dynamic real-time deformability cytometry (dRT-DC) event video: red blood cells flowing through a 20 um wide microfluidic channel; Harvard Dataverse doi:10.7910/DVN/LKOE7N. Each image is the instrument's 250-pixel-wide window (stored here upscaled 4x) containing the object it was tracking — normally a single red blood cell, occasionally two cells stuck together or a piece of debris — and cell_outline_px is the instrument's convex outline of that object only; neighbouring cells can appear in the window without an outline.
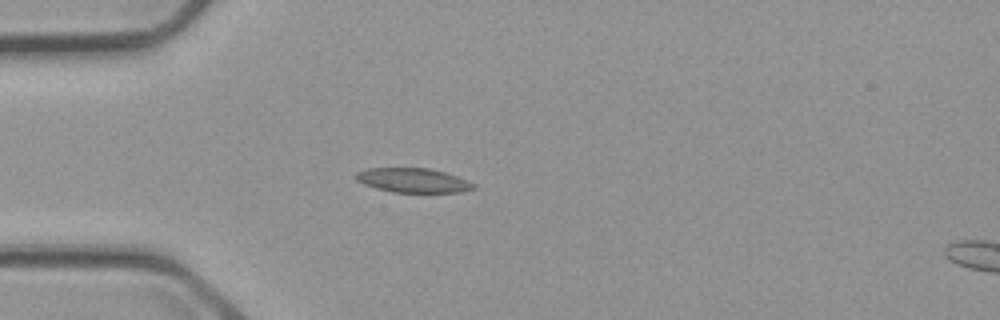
{"species": "common noctule bat (a hibernating species)", "species_latin": "Nyctalus noctula", "temperature_condition": "cold", "stored_images_in_passage": 41, "camera_frame_rate_fps": 3000, "um_per_image_px": 0.085, "animal": {"sex": "male", "body_mass_g": 23.1, "forearm_length_mm": 52.7}, "frame": {"image": 1, "passage_image": 1, "time_ms": 0.0, "image_size_px": [1000, 320], "cell_outline_px": [[476, 188], [464, 192], [392, 192], [376, 188], [364, 184], [356, 180], [352, 176], [356, 172], [368, 168], [428, 168], [444, 172], [456, 176], [476, 184]], "centroid_in_image_um": [35.09, 15.33], "position_along_channel_um": 49.9, "area_um2": 16.76}}
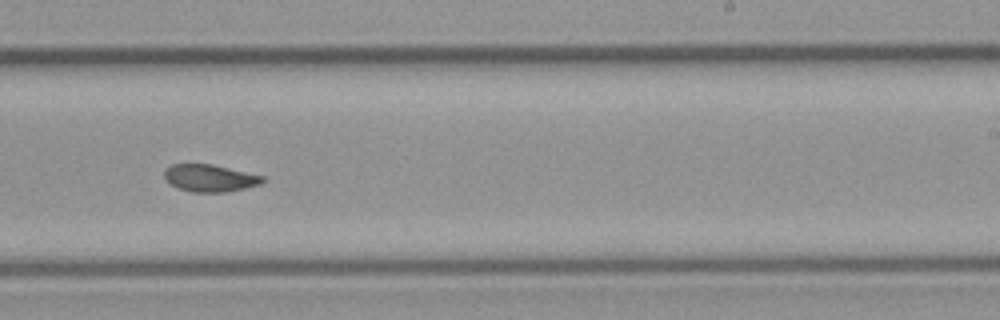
{"frame": {"image": 2, "passage_image": 20, "time_ms": 6.333, "image_size_px": [1000, 320], "cell_outline_px": [[268, 180], [260, 184], [228, 192], [192, 192], [180, 188], [172, 184], [164, 176], [164, 172], [172, 164], [212, 164], [264, 176]], "centroid_in_image_um": [17.9, 15.14], "position_along_channel_um": 271.1, "area_um2": 15.43}}
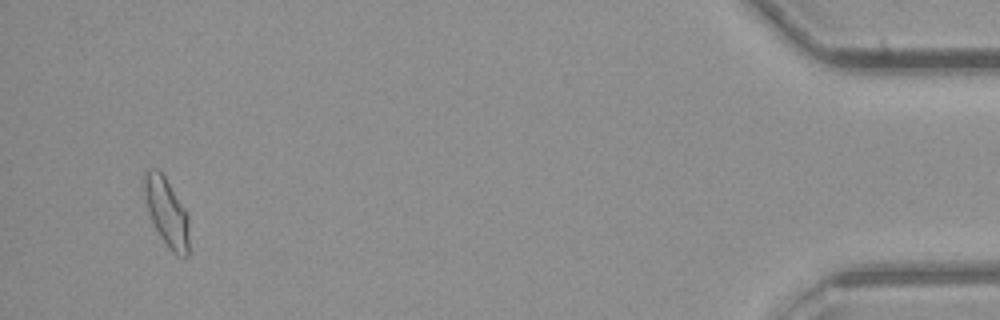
{"frame": {"image": 3, "passage_image": 39, "time_ms": 12.667, "image_size_px": [1000, 320], "cell_outline_px": [[188, 256], [176, 256], [168, 248], [160, 236], [148, 212], [140, 188], [140, 180], [144, 172], [148, 168], [156, 168], [164, 176], [188, 212]], "centroid_in_image_um": [14.1, 17.96], "position_along_channel_um": 421.1, "area_um2": 18.44}, "authors_computed_cell_mechanics": {"area_um2": 16.473, "velocity_mm_per_s": 3.6692, "shape_relaxation_time_tau1_ms": null, "shape_relaxation_time_tau2_ms": 2.0895, "deformation_change_tau1": null, "deformation_change_tau2": 0.074}}